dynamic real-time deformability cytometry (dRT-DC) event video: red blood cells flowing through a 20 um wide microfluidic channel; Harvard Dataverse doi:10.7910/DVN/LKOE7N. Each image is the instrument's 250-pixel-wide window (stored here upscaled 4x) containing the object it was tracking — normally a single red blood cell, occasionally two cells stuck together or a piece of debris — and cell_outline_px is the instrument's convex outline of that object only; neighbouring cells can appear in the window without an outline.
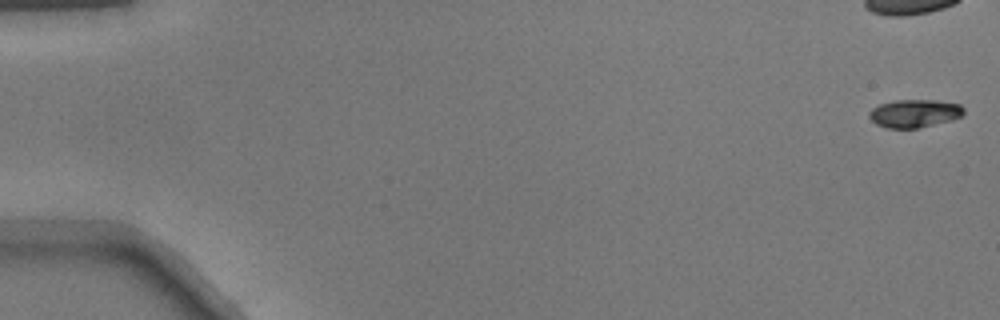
{"species": "common noctule bat (a hibernating species)", "species_latin": "Nyctalus noctula", "temperature_condition": "warm", "stored_images_in_passage": 9, "camera_frame_rate_fps": 3000, "um_per_image_px": 0.085, "animal": {"sex": "male", "body_mass_g": 17.9}, "frame": {"image": 1, "passage_image": 1, "time_ms": 0.0, "image_size_px": [1000, 320], "cell_outline_px": [[964, 112], [960, 116], [952, 120], [916, 128], [888, 128], [876, 124], [868, 116], [868, 112], [872, 108], [880, 104], [896, 100], [936, 100], [960, 104], [964, 108]], "centroid_in_image_um": [77.72, 9.63], "position_along_channel_um": 7.3, "area_um2": 15.37}}